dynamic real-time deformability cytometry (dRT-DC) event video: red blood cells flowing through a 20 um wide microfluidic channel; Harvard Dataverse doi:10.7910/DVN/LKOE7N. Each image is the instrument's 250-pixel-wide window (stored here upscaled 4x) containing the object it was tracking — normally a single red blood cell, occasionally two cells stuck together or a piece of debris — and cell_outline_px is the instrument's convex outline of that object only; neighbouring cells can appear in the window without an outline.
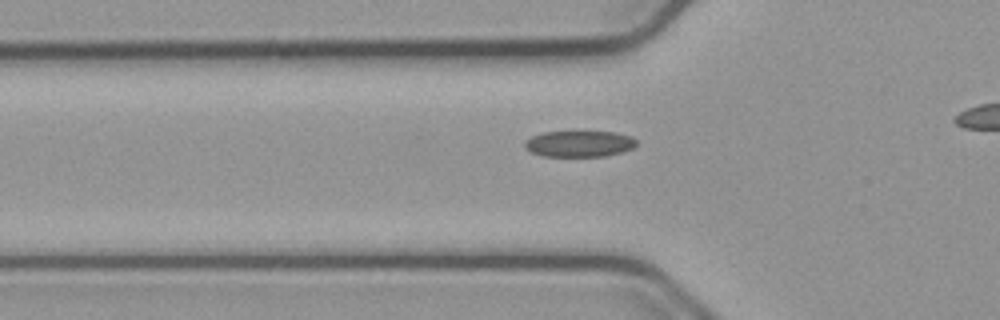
{"species": "common noctule bat (a hibernating species)", "species_latin": "Nyctalus noctula", "temperature_condition": "cold", "stored_images_in_passage": 37, "camera_frame_rate_fps": 3000, "um_per_image_px": 0.085, "animal": {"sex": "male", "body_mass_g": 23.1, "forearm_length_mm": 52.7}, "frame": {"image": 1, "passage_image": 11, "time_ms": 3.333, "image_size_px": [1000, 320], "cell_outline_px": [[636, 144], [632, 148], [620, 152], [604, 156], [544, 156], [532, 152], [524, 148], [524, 140], [532, 136], [544, 132], [616, 132], [632, 136], [636, 140]], "centroid_in_image_um": [49.22, 12.21], "position_along_channel_um": 76.6, "area_um2": 16.94}}
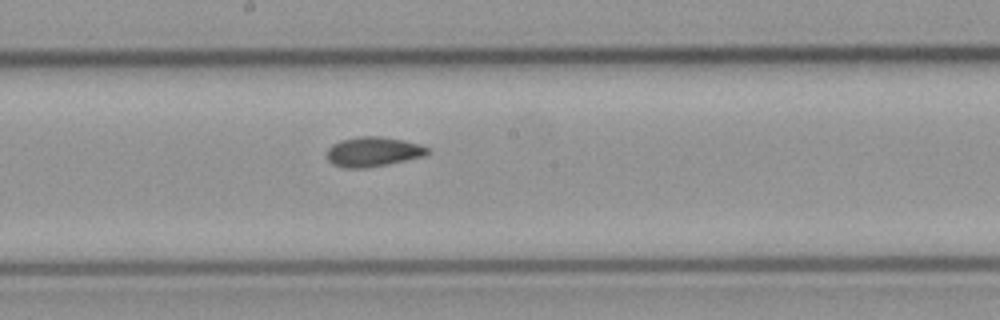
{"frame": {"image": 2, "passage_image": 22, "time_ms": 7.0, "image_size_px": [1000, 320], "cell_outline_px": [[428, 152], [424, 156], [388, 164], [364, 168], [344, 168], [332, 164], [328, 160], [328, 148], [332, 144], [340, 140], [360, 136], [380, 136], [404, 140], [420, 144], [428, 148]], "centroid_in_image_um": [31.7, 12.89], "position_along_channel_um": 216.5, "area_um2": 17.4}}
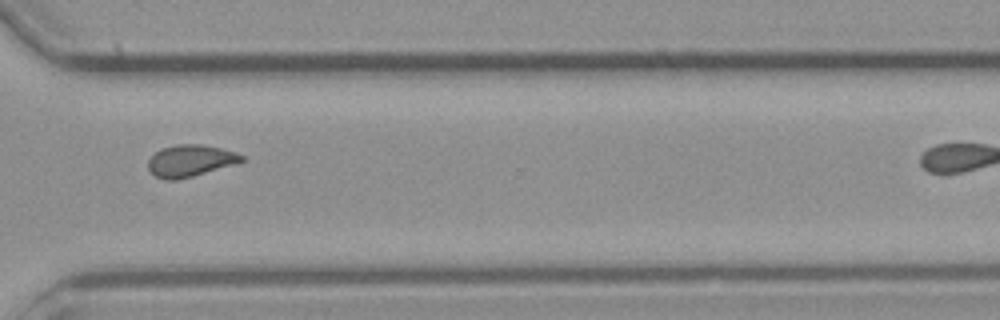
{"frame": {"image": 3, "passage_image": 33, "time_ms": 10.667, "image_size_px": [1000, 320], "cell_outline_px": [[244, 160], [232, 164], [192, 176], [176, 180], [168, 180], [156, 176], [148, 168], [148, 160], [160, 148], [176, 144], [200, 144], [220, 148], [244, 156]], "centroid_in_image_um": [16.12, 13.65], "position_along_channel_um": 354.5, "area_um2": 16.88}}